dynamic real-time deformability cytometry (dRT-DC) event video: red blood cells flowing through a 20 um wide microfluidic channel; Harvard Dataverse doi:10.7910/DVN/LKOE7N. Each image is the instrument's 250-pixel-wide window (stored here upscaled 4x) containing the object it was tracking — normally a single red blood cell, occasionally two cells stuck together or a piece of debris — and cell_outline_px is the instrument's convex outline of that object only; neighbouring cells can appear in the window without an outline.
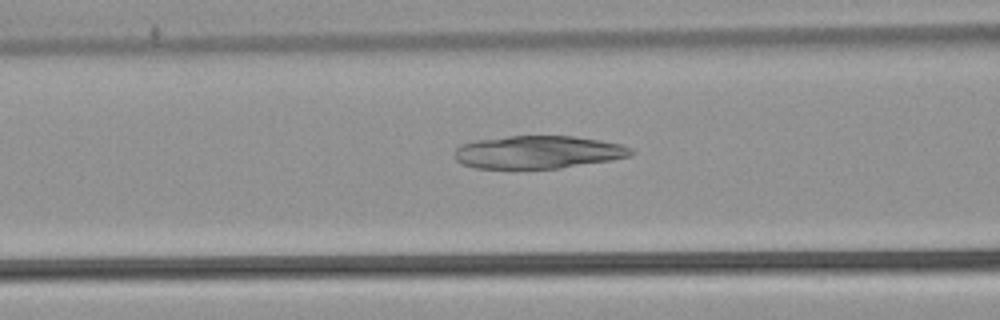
{"species": "common noctule bat (a hibernating species)", "species_latin": "Nyctalus noctula", "temperature_condition": "warm", "stored_images_in_passage": 53, "camera_frame_rate_fps": 3000, "um_per_image_px": 0.085, "animal": {"sex": "male", "body_mass_g": 21.5, "forearm_length_mm": 52.0}, "frame": {"image": 1, "passage_image": 22, "time_ms": 7.0, "image_size_px": [1000, 320], "cell_outline_px": [[636, 152], [632, 156], [612, 160], [560, 168], [472, 168], [460, 164], [452, 156], [452, 152], [460, 144], [476, 140], [508, 136], [572, 136], [600, 140], [620, 144], [632, 148]], "centroid_in_image_um": [45.7, 12.93], "position_along_channel_um": 120.9, "area_um2": 34.16}}
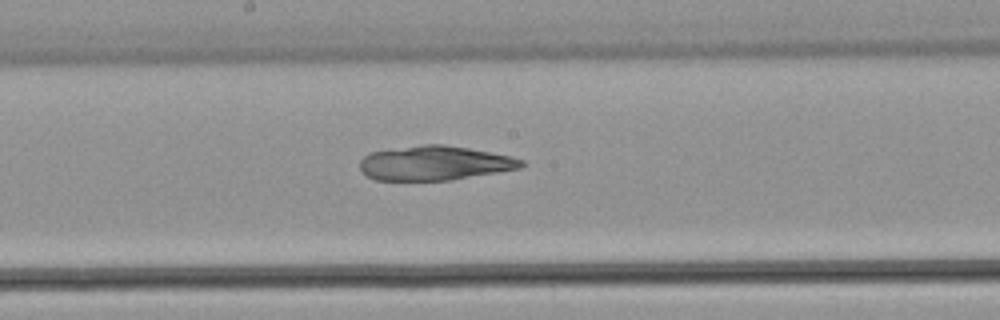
{"frame": {"image": 2, "passage_image": 29, "time_ms": 9.333, "image_size_px": [1000, 320], "cell_outline_px": [[524, 164], [520, 168], [452, 180], [376, 180], [368, 176], [360, 168], [360, 160], [364, 156], [372, 152], [424, 144], [444, 144], [468, 148], [512, 156], [524, 160]], "centroid_in_image_um": [36.97, 13.86], "position_along_channel_um": 211.2, "area_um2": 32.14}}
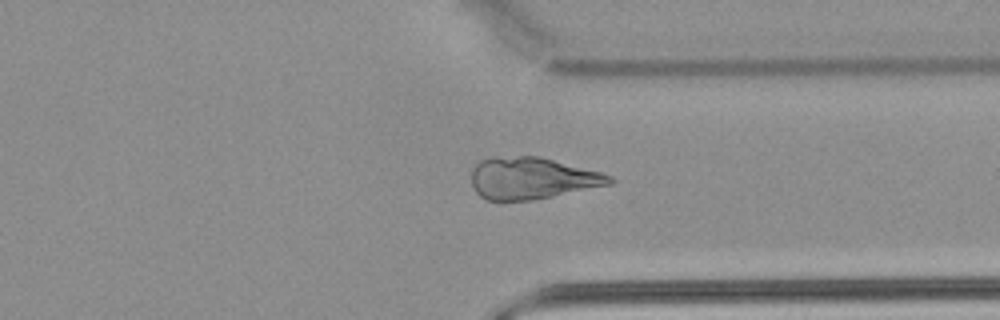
{"frame": {"image": 3, "passage_image": 41, "time_ms": 13.333, "image_size_px": [1000, 320], "cell_outline_px": [[616, 180], [612, 184], [532, 200], [488, 200], [480, 196], [476, 192], [472, 184], [472, 168], [480, 160], [492, 156], [540, 156], [600, 172], [612, 176]], "centroid_in_image_um": [45.21, 15.13], "position_along_channel_um": 366.2, "area_um2": 33.7}}